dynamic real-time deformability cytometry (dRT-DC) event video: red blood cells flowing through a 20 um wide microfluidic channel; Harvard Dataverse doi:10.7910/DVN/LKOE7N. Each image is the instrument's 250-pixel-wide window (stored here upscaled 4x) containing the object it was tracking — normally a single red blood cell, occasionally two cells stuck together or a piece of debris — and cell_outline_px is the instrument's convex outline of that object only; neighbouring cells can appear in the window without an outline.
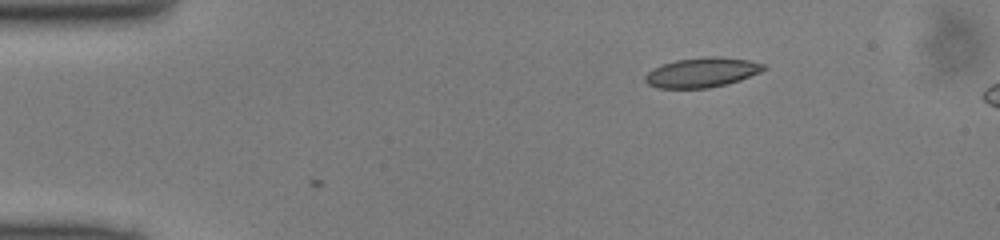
{"species": "common noctule bat (a hibernating species)", "species_latin": "Nyctalus noctula", "temperature_condition": "cold", "stored_images_in_passage": 2, "camera_frame_rate_fps": 3000, "um_per_image_px": 0.085, "animal": {"sex": "male", "body_mass_g": 13.0, "forearm_length_mm": 53.1}, "frame": {"image": 1, "passage_image": 1, "time_ms": 0.0, "image_size_px": [1000, 240], "cell_outline_px": [[768, 68], [760, 72], [740, 80], [708, 88], [656, 88], [648, 84], [644, 80], [644, 76], [652, 68], [660, 64], [676, 60], [708, 56], [720, 56], [748, 60], [764, 64]], "centroid_in_image_um": [59.64, 6.15], "position_along_channel_um": 25.4, "area_um2": 20.63}}